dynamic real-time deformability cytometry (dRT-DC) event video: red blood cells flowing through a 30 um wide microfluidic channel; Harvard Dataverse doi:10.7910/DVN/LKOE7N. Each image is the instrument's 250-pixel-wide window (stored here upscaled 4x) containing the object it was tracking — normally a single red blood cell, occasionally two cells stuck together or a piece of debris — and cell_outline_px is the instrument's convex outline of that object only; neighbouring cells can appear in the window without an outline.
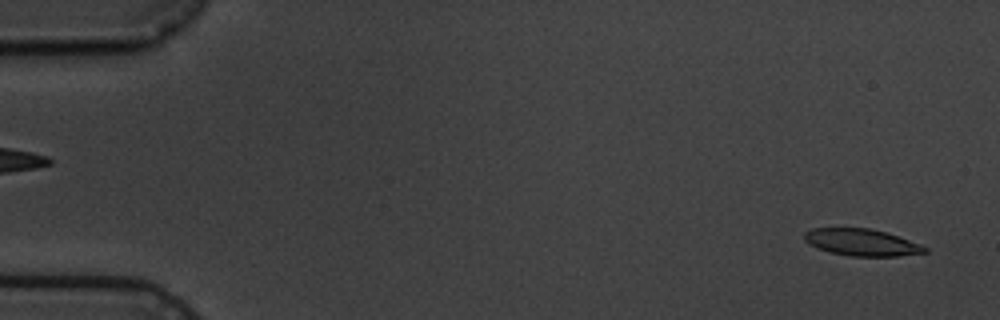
{"species": "common noctule bat (a hibernating species)", "species_latin": "Nyctalus noctula", "temperature_condition": "cold", "stored_images_in_passage": 5, "camera_frame_rate_fps": 3000, "um_per_image_px": 0.085, "animal": {"sex": "male", "body_mass_g": 19.5, "forearm_length_mm": 54.6}, "frame": {"image": 1, "passage_image": 5, "time_ms": 4.667, "image_size_px": [1000, 320], "cell_outline_px": [[928, 252], [900, 256], [852, 256], [828, 252], [816, 248], [808, 244], [804, 240], [804, 232], [812, 228], [868, 228], [888, 232], [920, 244], [928, 248]], "centroid_in_image_um": [73.23, 20.6], "position_along_channel_um": 11.8, "area_um2": 19.07}}